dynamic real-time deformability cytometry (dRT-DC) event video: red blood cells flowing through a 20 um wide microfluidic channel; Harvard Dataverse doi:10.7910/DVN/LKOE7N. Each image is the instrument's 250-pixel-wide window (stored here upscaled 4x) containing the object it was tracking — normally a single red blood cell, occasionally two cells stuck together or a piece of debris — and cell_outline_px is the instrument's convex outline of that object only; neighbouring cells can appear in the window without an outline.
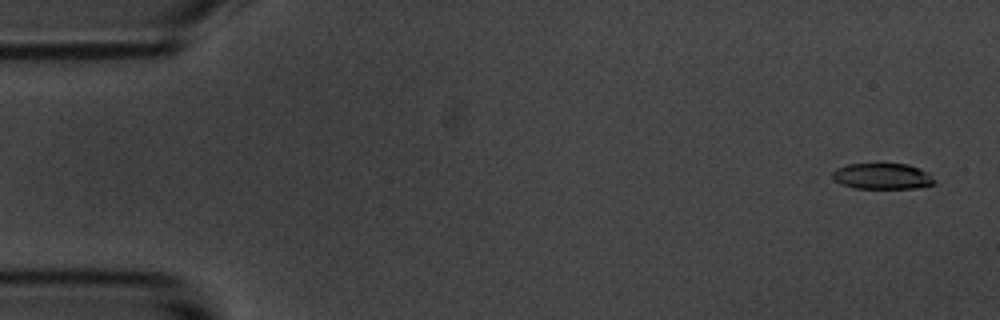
{"species": "common noctule bat (a hibernating species)", "species_latin": "Nyctalus noctula", "temperature_condition": "room temperature", "stored_images_in_passage": 5, "camera_frame_rate_fps": 3000, "um_per_image_px": 0.085, "animal": {"sex": "male", "body_mass_g": 20.1, "forearm_length_mm": 53.5}, "frame": {"image": 1, "passage_image": 1, "time_ms": 0.0, "image_size_px": [1000, 320], "cell_outline_px": [[936, 184], [916, 188], [852, 188], [840, 184], [832, 176], [832, 172], [836, 168], [848, 164], [908, 164], [920, 168], [928, 172], [936, 180]], "centroid_in_image_um": [75.03, 14.98], "position_along_channel_um": 10.0, "area_um2": 15.55}}
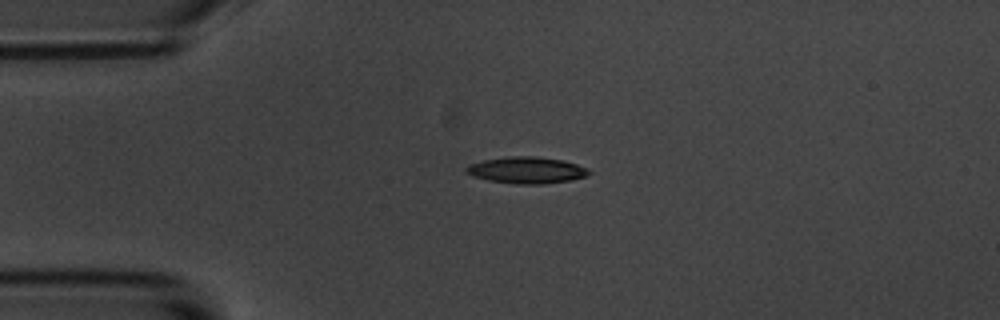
{"frame": {"image": 2, "passage_image": 4, "time_ms": 3.667, "image_size_px": [1000, 320], "cell_outline_px": [[592, 172], [588, 176], [572, 180], [540, 184], [516, 184], [488, 180], [472, 176], [464, 168], [468, 164], [484, 160], [508, 156], [536, 156], [564, 160], [588, 168]], "centroid_in_image_um": [44.79, 14.46], "position_along_channel_um": 40.2, "area_um2": 19.13}}